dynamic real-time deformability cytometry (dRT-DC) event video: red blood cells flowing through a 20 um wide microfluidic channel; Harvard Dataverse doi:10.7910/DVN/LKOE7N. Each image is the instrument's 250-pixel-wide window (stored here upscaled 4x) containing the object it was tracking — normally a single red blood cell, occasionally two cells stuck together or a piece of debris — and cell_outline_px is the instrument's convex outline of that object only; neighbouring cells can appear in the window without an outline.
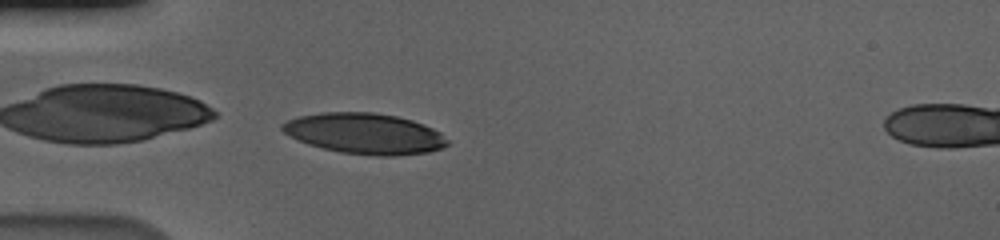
{"species": "human", "species_latin": "Homo sapiens", "temperature_condition": "cold", "stored_images_in_passage": 41, "camera_frame_rate_fps": 3000, "um_per_image_px": 0.085, "donor": {"sex": "male"}, "frame": {"image": 1, "passage_image": 1, "time_ms": 0.0, "image_size_px": [1000, 240], "cell_outline_px": [[448, 144], [440, 148], [428, 152], [392, 156], [376, 156], [340, 152], [308, 144], [284, 132], [280, 128], [280, 124], [288, 120], [300, 116], [320, 112], [372, 112], [396, 116], [412, 120], [424, 124], [440, 132], [448, 140]], "centroid_in_image_um": [31.01, 11.35], "position_along_channel_um": 54.0, "area_um2": 39.02}}
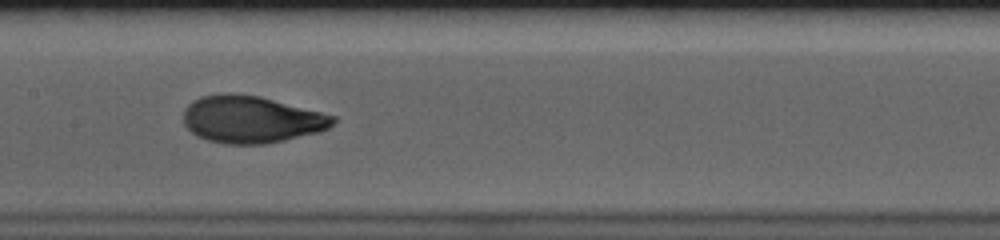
{"frame": {"image": 2, "passage_image": 13, "time_ms": 4.0, "image_size_px": [1000, 240], "cell_outline_px": [[336, 120], [328, 128], [320, 132], [284, 140], [264, 144], [224, 144], [208, 140], [196, 136], [184, 124], [184, 108], [192, 100], [200, 96], [224, 92], [260, 96], [336, 116]], "centroid_in_image_um": [21.33, 10.14], "position_along_channel_um": 186.1, "area_um2": 41.21}}
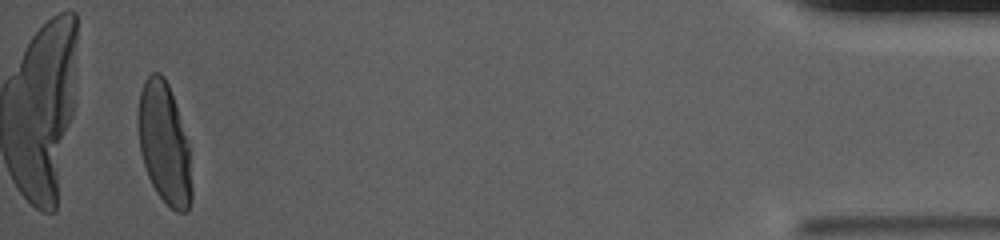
{"frame": {"image": 3, "passage_image": 39, "time_ms": 12.667, "image_size_px": [1000, 240], "cell_outline_px": [[192, 200], [188, 208], [184, 212], [176, 212], [156, 192], [148, 176], [140, 152], [136, 120], [136, 116], [140, 92], [144, 80], [152, 72], [160, 72], [164, 76], [168, 84], [188, 144], [192, 188]], "centroid_in_image_um": [13.93, 12.18], "position_along_channel_um": 421.3, "area_um2": 37.69}, "authors_computed_cell_mechanics": {"area_um2": 39.9398, "velocity_mm_per_s": 3.5771, "shape_relaxation_time_tau1_ms": 4.9183, "shape_relaxation_time_tau2_ms": null, "deformation_change_tau1": 0.2134, "deformation_change_tau2": null}}